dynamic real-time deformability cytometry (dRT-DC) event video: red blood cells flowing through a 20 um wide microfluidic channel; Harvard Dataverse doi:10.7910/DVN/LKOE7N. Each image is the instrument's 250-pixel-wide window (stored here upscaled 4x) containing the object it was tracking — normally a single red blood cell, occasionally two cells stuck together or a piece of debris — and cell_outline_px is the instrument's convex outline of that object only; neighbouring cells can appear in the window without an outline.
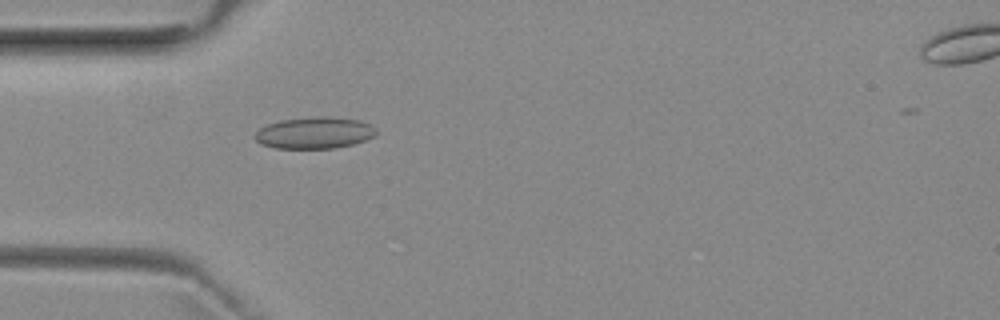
{"species": "common noctule bat (a hibernating species)", "species_latin": "Nyctalus noctula", "temperature_condition": "room temperature", "stored_images_in_passage": 41, "camera_frame_rate_fps": 3000, "um_per_image_px": 0.085, "animal": {"sex": "female", "body_mass_g": 29.2, "forearm_length_mm": 56.3}, "frame": {"image": 1, "passage_image": 5, "time_ms": 1.333, "image_size_px": [1000, 320], "cell_outline_px": [[376, 136], [352, 144], [332, 148], [276, 148], [260, 144], [252, 136], [260, 128], [268, 124], [280, 120], [316, 116], [332, 116], [360, 120], [376, 128]], "centroid_in_image_um": [26.72, 11.28], "position_along_channel_um": 58.3, "area_um2": 22.43}}
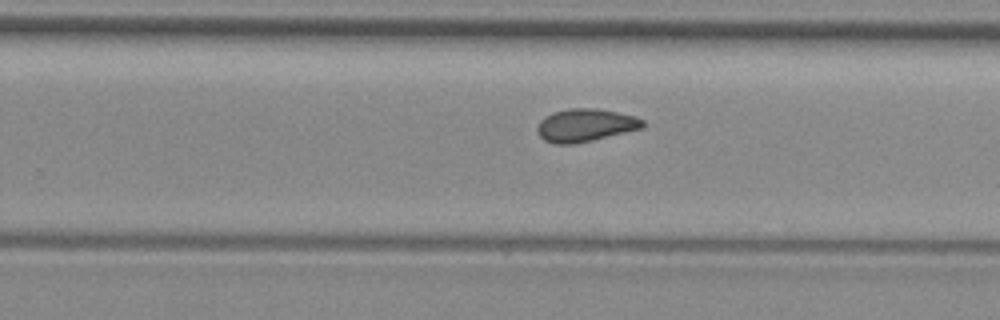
{"frame": {"image": 2, "passage_image": 22, "time_ms": 7.0, "image_size_px": [1000, 320], "cell_outline_px": [[644, 128], [592, 140], [572, 144], [556, 144], [544, 140], [536, 132], [536, 128], [540, 120], [544, 116], [552, 112], [568, 108], [600, 108], [636, 116], [644, 120]], "centroid_in_image_um": [49.75, 10.63], "position_along_channel_um": 280.1, "area_um2": 20.46}}
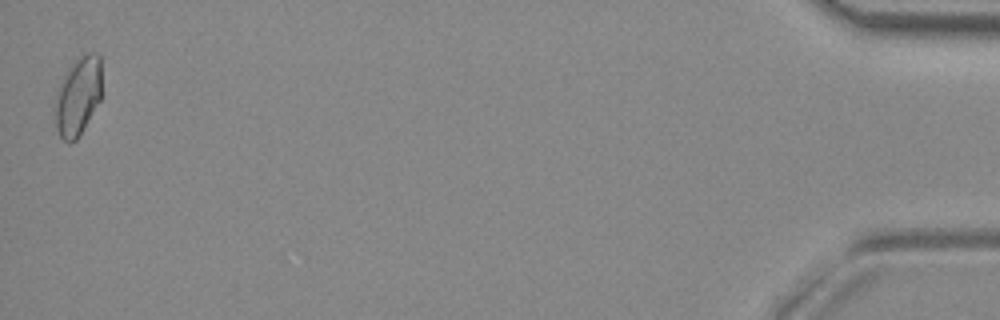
{"frame": {"image": 3, "passage_image": 41, "time_ms": 13.333, "image_size_px": [1000, 320], "cell_outline_px": [[100, 100], [76, 140], [68, 144], [60, 136], [56, 128], [56, 96], [60, 84], [68, 68], [80, 56], [88, 52], [100, 52]], "centroid_in_image_um": [6.64, 8.16], "position_along_channel_um": 428.6, "area_um2": 20.92}, "authors_computed_cell_mechanics": {"area_um2": 19.7676, "velocity_mm_per_s": 3.9611, "shape_relaxation_time_tau1_ms": null, "shape_relaxation_time_tau2_ms": 1.6544, "deformation_change_tau1": null, "deformation_change_tau2": 0.0567}}